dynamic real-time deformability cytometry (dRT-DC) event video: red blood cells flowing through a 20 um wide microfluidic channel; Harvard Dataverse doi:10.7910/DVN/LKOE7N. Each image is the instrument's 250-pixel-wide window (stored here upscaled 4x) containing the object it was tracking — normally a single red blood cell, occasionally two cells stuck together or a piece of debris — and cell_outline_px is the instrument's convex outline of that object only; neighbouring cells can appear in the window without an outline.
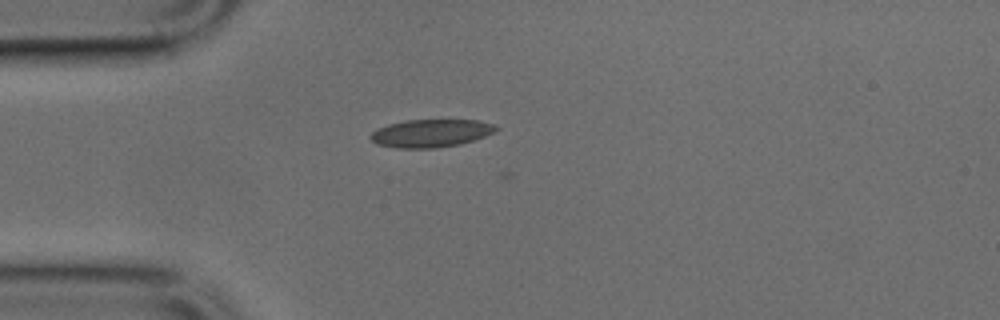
{"species": "common noctule bat (a hibernating species)", "species_latin": "Nyctalus noctula", "temperature_condition": "cold", "stored_images_in_passage": 3, "camera_frame_rate_fps": 3000, "um_per_image_px": 0.085, "animal": {"sex": "male", "body_mass_g": 17.9, "forearm_length_mm": 54.2}, "frame": {"image": 1, "passage_image": 1, "time_ms": 0.0, "image_size_px": [1000, 320], "cell_outline_px": [[500, 128], [484, 136], [460, 144], [436, 148], [396, 148], [376, 144], [368, 136], [372, 132], [388, 124], [408, 120], [480, 120], [496, 124]], "centroid_in_image_um": [36.63, 11.32], "position_along_channel_um": 48.4, "area_um2": 20.35}}